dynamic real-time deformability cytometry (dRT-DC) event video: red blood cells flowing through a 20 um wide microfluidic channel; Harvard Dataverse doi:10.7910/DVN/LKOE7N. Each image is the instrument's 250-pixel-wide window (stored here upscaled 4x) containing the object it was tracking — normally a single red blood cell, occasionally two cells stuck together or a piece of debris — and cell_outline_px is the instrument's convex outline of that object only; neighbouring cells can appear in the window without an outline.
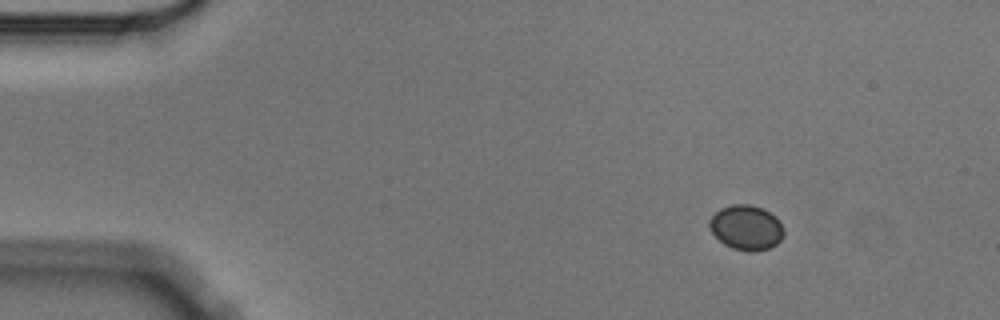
{"species": "Egyptian fruit bat (a non-hibernating species)", "species_latin": "Rousettus aegyptiacus", "temperature_condition": "cold", "stored_images_in_passage": 6, "camera_frame_rate_fps": 3000, "um_per_image_px": 0.085, "animal": {"sex": "male"}, "frame": {"image": 1, "passage_image": 2, "time_ms": 0.333, "image_size_px": [1000, 320], "cell_outline_px": [[784, 236], [776, 244], [768, 248], [756, 252], [748, 252], [732, 248], [724, 244], [708, 228], [708, 220], [720, 208], [732, 204], [748, 204], [764, 208], [776, 216], [784, 228]], "centroid_in_image_um": [63.44, 19.34], "position_along_channel_um": 21.6, "area_um2": 19.71}}
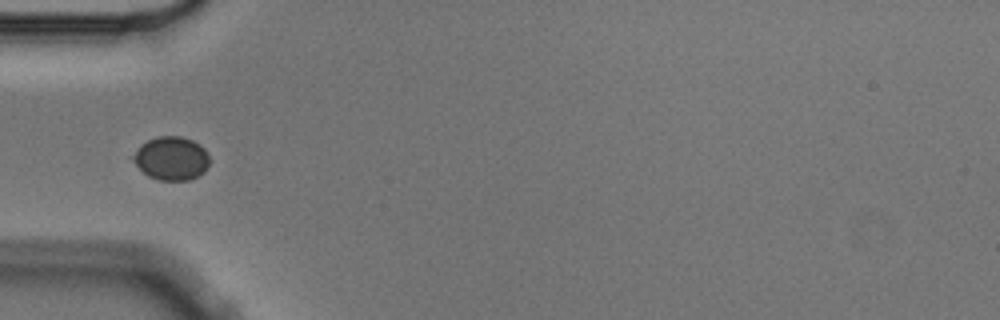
{"frame": {"image": 2, "passage_image": 5, "time_ms": 1.333, "image_size_px": [1000, 320], "cell_outline_px": [[208, 164], [204, 172], [188, 180], [160, 180], [148, 176], [132, 160], [132, 156], [140, 144], [156, 136], [180, 136], [192, 140], [200, 144], [204, 148], [208, 156]], "centroid_in_image_um": [14.55, 13.44], "position_along_channel_um": 70.5, "area_um2": 19.25}}
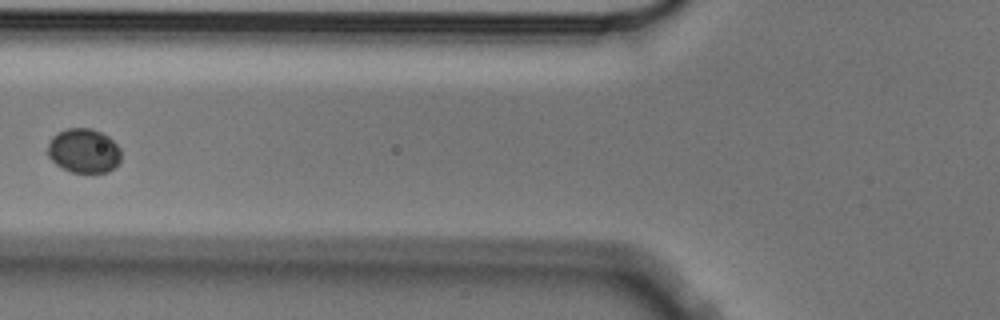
{"frame": {"image": 3, "passage_image": 6, "time_ms": 1.667, "image_size_px": [1000, 320], "cell_outline_px": [[120, 160], [108, 172], [72, 172], [60, 168], [48, 156], [48, 144], [52, 136], [56, 132], [68, 128], [92, 128], [108, 136], [120, 148]], "centroid_in_image_um": [7.09, 12.8], "position_along_channel_um": 118.7, "area_um2": 18.96}}